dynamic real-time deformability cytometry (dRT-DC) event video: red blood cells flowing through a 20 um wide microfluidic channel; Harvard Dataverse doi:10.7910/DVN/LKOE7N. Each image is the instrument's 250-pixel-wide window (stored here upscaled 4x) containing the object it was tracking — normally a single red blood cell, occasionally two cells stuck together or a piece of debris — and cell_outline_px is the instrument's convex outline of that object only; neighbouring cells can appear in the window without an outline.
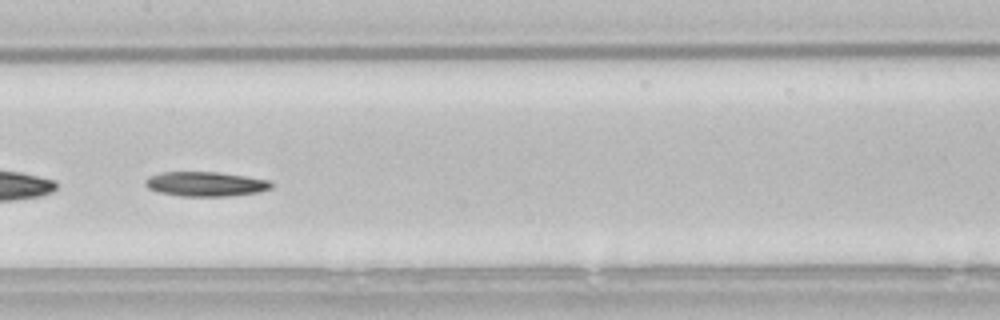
{"species": "common noctule bat (a hibernating species)", "species_latin": "Nyctalus noctula", "temperature_condition": "room temperature", "stored_images_in_passage": 53, "segment_of_instrument_passage": [2, 2], "camera_frame_rate_fps": 3000, "um_per_image_px": 0.085, "animal": {"sex": "male", "body_mass_g": 21.5, "forearm_length_mm": 52.0}, "frame": {"image": 1, "passage_image": 27, "time_ms": 8.667, "image_size_px": [1000, 320], "cell_outline_px": [[272, 188], [260, 192], [228, 196], [180, 196], [160, 192], [148, 188], [144, 184], [144, 180], [148, 176], [160, 172], [216, 172], [244, 176], [268, 180], [272, 184]], "centroid_in_image_um": [17.44, 15.64], "position_along_channel_um": 190.0, "area_um2": 18.03}}
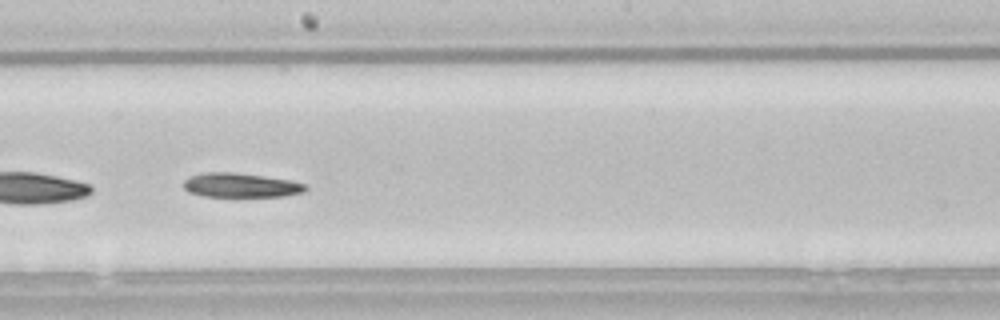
{"frame": {"image": 2, "passage_image": 30, "time_ms": 9.667, "image_size_px": [1000, 320], "cell_outline_px": [[308, 188], [304, 192], [284, 196], [204, 196], [188, 192], [184, 188], [184, 180], [188, 176], [204, 172], [232, 172], [264, 176], [292, 180], [304, 184]], "centroid_in_image_um": [20.45, 15.73], "position_along_channel_um": 227.8, "area_um2": 17.28}}